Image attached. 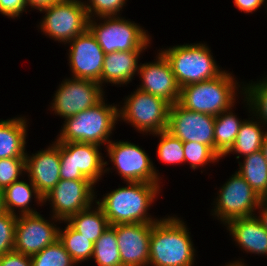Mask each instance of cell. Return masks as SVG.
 <instances>
[{"instance_id":"6da1fadb","label":"cell","mask_w":267,"mask_h":266,"mask_svg":"<svg viewBox=\"0 0 267 266\" xmlns=\"http://www.w3.org/2000/svg\"><path fill=\"white\" fill-rule=\"evenodd\" d=\"M127 185L107 193L102 200H95L109 225L158 221L148 216L147 211L159 194L160 184L127 182Z\"/></svg>"},{"instance_id":"7a4b0ae2","label":"cell","mask_w":267,"mask_h":266,"mask_svg":"<svg viewBox=\"0 0 267 266\" xmlns=\"http://www.w3.org/2000/svg\"><path fill=\"white\" fill-rule=\"evenodd\" d=\"M185 223L177 217L161 218L152 225L149 248L151 266H193L195 248Z\"/></svg>"},{"instance_id":"3957f363","label":"cell","mask_w":267,"mask_h":266,"mask_svg":"<svg viewBox=\"0 0 267 266\" xmlns=\"http://www.w3.org/2000/svg\"><path fill=\"white\" fill-rule=\"evenodd\" d=\"M117 119V105H107L103 98L95 106L66 118L56 141L108 145Z\"/></svg>"},{"instance_id":"277c9868","label":"cell","mask_w":267,"mask_h":266,"mask_svg":"<svg viewBox=\"0 0 267 266\" xmlns=\"http://www.w3.org/2000/svg\"><path fill=\"white\" fill-rule=\"evenodd\" d=\"M227 72L224 70L212 80L183 86L180 90L179 103L188 110L213 116L232 108L239 84L231 76L232 74Z\"/></svg>"},{"instance_id":"5b68a950","label":"cell","mask_w":267,"mask_h":266,"mask_svg":"<svg viewBox=\"0 0 267 266\" xmlns=\"http://www.w3.org/2000/svg\"><path fill=\"white\" fill-rule=\"evenodd\" d=\"M171 65L180 88L215 79L224 71L217 66L207 44H183L161 50Z\"/></svg>"},{"instance_id":"8992f818","label":"cell","mask_w":267,"mask_h":266,"mask_svg":"<svg viewBox=\"0 0 267 266\" xmlns=\"http://www.w3.org/2000/svg\"><path fill=\"white\" fill-rule=\"evenodd\" d=\"M93 19V20H92ZM89 19L88 29L105 54L123 51H143L150 44L149 34L139 24L119 16H102L101 23Z\"/></svg>"},{"instance_id":"52a82bcc","label":"cell","mask_w":267,"mask_h":266,"mask_svg":"<svg viewBox=\"0 0 267 266\" xmlns=\"http://www.w3.org/2000/svg\"><path fill=\"white\" fill-rule=\"evenodd\" d=\"M118 116L131 123L140 133H159L167 130L170 104L162 98L137 89L124 99Z\"/></svg>"},{"instance_id":"ba28073f","label":"cell","mask_w":267,"mask_h":266,"mask_svg":"<svg viewBox=\"0 0 267 266\" xmlns=\"http://www.w3.org/2000/svg\"><path fill=\"white\" fill-rule=\"evenodd\" d=\"M100 146L92 143L60 142V178L90 180L94 184L109 171Z\"/></svg>"},{"instance_id":"9c48e42d","label":"cell","mask_w":267,"mask_h":266,"mask_svg":"<svg viewBox=\"0 0 267 266\" xmlns=\"http://www.w3.org/2000/svg\"><path fill=\"white\" fill-rule=\"evenodd\" d=\"M82 0H60L40 10L44 12L41 31L55 41L69 43L88 29L89 17Z\"/></svg>"},{"instance_id":"30bf717a","label":"cell","mask_w":267,"mask_h":266,"mask_svg":"<svg viewBox=\"0 0 267 266\" xmlns=\"http://www.w3.org/2000/svg\"><path fill=\"white\" fill-rule=\"evenodd\" d=\"M218 193L212 212L224 225L236 218L254 216L262 201V198L237 172L225 182Z\"/></svg>"},{"instance_id":"8fae6325","label":"cell","mask_w":267,"mask_h":266,"mask_svg":"<svg viewBox=\"0 0 267 266\" xmlns=\"http://www.w3.org/2000/svg\"><path fill=\"white\" fill-rule=\"evenodd\" d=\"M106 149L110 161L124 181L161 183L152 160L138 145L129 141H111Z\"/></svg>"},{"instance_id":"7c38bea8","label":"cell","mask_w":267,"mask_h":266,"mask_svg":"<svg viewBox=\"0 0 267 266\" xmlns=\"http://www.w3.org/2000/svg\"><path fill=\"white\" fill-rule=\"evenodd\" d=\"M95 184L90 180L60 181L43 197V203L51 202L52 219L66 221L70 216L92 206Z\"/></svg>"},{"instance_id":"4fadbf2b","label":"cell","mask_w":267,"mask_h":266,"mask_svg":"<svg viewBox=\"0 0 267 266\" xmlns=\"http://www.w3.org/2000/svg\"><path fill=\"white\" fill-rule=\"evenodd\" d=\"M103 96V88L96 81L65 79L56 91L50 108L54 113L66 119L95 106L103 99Z\"/></svg>"},{"instance_id":"5bb4252c","label":"cell","mask_w":267,"mask_h":266,"mask_svg":"<svg viewBox=\"0 0 267 266\" xmlns=\"http://www.w3.org/2000/svg\"><path fill=\"white\" fill-rule=\"evenodd\" d=\"M215 116L191 111L179 102L169 108L167 131L182 142H197L215 152Z\"/></svg>"},{"instance_id":"9a60e30c","label":"cell","mask_w":267,"mask_h":266,"mask_svg":"<svg viewBox=\"0 0 267 266\" xmlns=\"http://www.w3.org/2000/svg\"><path fill=\"white\" fill-rule=\"evenodd\" d=\"M40 213L17 216L14 251L32 256L59 238V229Z\"/></svg>"},{"instance_id":"2e32d148","label":"cell","mask_w":267,"mask_h":266,"mask_svg":"<svg viewBox=\"0 0 267 266\" xmlns=\"http://www.w3.org/2000/svg\"><path fill=\"white\" fill-rule=\"evenodd\" d=\"M68 44H70L68 60L73 73L72 78L93 80L100 84L106 54L95 36L87 29Z\"/></svg>"},{"instance_id":"e0dca14e","label":"cell","mask_w":267,"mask_h":266,"mask_svg":"<svg viewBox=\"0 0 267 266\" xmlns=\"http://www.w3.org/2000/svg\"><path fill=\"white\" fill-rule=\"evenodd\" d=\"M153 223L115 225L122 266H148Z\"/></svg>"},{"instance_id":"ac0fdd59","label":"cell","mask_w":267,"mask_h":266,"mask_svg":"<svg viewBox=\"0 0 267 266\" xmlns=\"http://www.w3.org/2000/svg\"><path fill=\"white\" fill-rule=\"evenodd\" d=\"M142 81L138 89L164 99L170 105L179 102L181 88L166 57L160 51L156 61L140 64L137 75Z\"/></svg>"},{"instance_id":"d6986e66","label":"cell","mask_w":267,"mask_h":266,"mask_svg":"<svg viewBox=\"0 0 267 266\" xmlns=\"http://www.w3.org/2000/svg\"><path fill=\"white\" fill-rule=\"evenodd\" d=\"M26 174L43 198L60 181V142L25 156Z\"/></svg>"},{"instance_id":"ffe728a7","label":"cell","mask_w":267,"mask_h":266,"mask_svg":"<svg viewBox=\"0 0 267 266\" xmlns=\"http://www.w3.org/2000/svg\"><path fill=\"white\" fill-rule=\"evenodd\" d=\"M225 226L244 251L267 255V230L257 215L233 219Z\"/></svg>"},{"instance_id":"44dd1931","label":"cell","mask_w":267,"mask_h":266,"mask_svg":"<svg viewBox=\"0 0 267 266\" xmlns=\"http://www.w3.org/2000/svg\"><path fill=\"white\" fill-rule=\"evenodd\" d=\"M142 51H117L105 55L100 85L103 82L123 85L132 81L139 70L138 58Z\"/></svg>"},{"instance_id":"7402d4cb","label":"cell","mask_w":267,"mask_h":266,"mask_svg":"<svg viewBox=\"0 0 267 266\" xmlns=\"http://www.w3.org/2000/svg\"><path fill=\"white\" fill-rule=\"evenodd\" d=\"M27 119L0 120V159L25 158Z\"/></svg>"},{"instance_id":"603a6c76","label":"cell","mask_w":267,"mask_h":266,"mask_svg":"<svg viewBox=\"0 0 267 266\" xmlns=\"http://www.w3.org/2000/svg\"><path fill=\"white\" fill-rule=\"evenodd\" d=\"M32 196L37 199L35 200L37 204L42 203L43 205V198L32 182L30 184L22 180L13 182L3 190V205L5 211L14 215H18V213L19 215L38 213L36 210H33L31 206L29 207L31 199H33ZM17 208L19 211L16 214L15 209Z\"/></svg>"},{"instance_id":"cb8c5ba5","label":"cell","mask_w":267,"mask_h":266,"mask_svg":"<svg viewBox=\"0 0 267 266\" xmlns=\"http://www.w3.org/2000/svg\"><path fill=\"white\" fill-rule=\"evenodd\" d=\"M95 207V210L89 207L64 221L92 243H95L109 226L108 219L102 209L98 205Z\"/></svg>"},{"instance_id":"d4e9b609","label":"cell","mask_w":267,"mask_h":266,"mask_svg":"<svg viewBox=\"0 0 267 266\" xmlns=\"http://www.w3.org/2000/svg\"><path fill=\"white\" fill-rule=\"evenodd\" d=\"M239 163V173L262 199L267 198V161L263 152L252 153Z\"/></svg>"},{"instance_id":"484cf974","label":"cell","mask_w":267,"mask_h":266,"mask_svg":"<svg viewBox=\"0 0 267 266\" xmlns=\"http://www.w3.org/2000/svg\"><path fill=\"white\" fill-rule=\"evenodd\" d=\"M261 127L266 126H263V124L259 120H244L238 131L234 144L224 156L229 153H236L238 154V156H236V159H239L241 156L245 157L247 155L260 151L264 137L267 135V130L263 131L264 128Z\"/></svg>"},{"instance_id":"4316f807","label":"cell","mask_w":267,"mask_h":266,"mask_svg":"<svg viewBox=\"0 0 267 266\" xmlns=\"http://www.w3.org/2000/svg\"><path fill=\"white\" fill-rule=\"evenodd\" d=\"M230 108L215 116V153L220 157L231 149L243 120H239Z\"/></svg>"},{"instance_id":"83f0119b","label":"cell","mask_w":267,"mask_h":266,"mask_svg":"<svg viewBox=\"0 0 267 266\" xmlns=\"http://www.w3.org/2000/svg\"><path fill=\"white\" fill-rule=\"evenodd\" d=\"M92 258L98 266H122L115 225H109L94 243Z\"/></svg>"},{"instance_id":"f1b7e54d","label":"cell","mask_w":267,"mask_h":266,"mask_svg":"<svg viewBox=\"0 0 267 266\" xmlns=\"http://www.w3.org/2000/svg\"><path fill=\"white\" fill-rule=\"evenodd\" d=\"M58 239L76 264L91 259L94 243L74 230L68 223L64 230L59 229Z\"/></svg>"},{"instance_id":"f546056e","label":"cell","mask_w":267,"mask_h":266,"mask_svg":"<svg viewBox=\"0 0 267 266\" xmlns=\"http://www.w3.org/2000/svg\"><path fill=\"white\" fill-rule=\"evenodd\" d=\"M245 86L241 90L245 94L244 102L247 101L249 113L252 111V114L257 116L256 119L267 126V77H264L259 83L251 82Z\"/></svg>"},{"instance_id":"4dcf8cb0","label":"cell","mask_w":267,"mask_h":266,"mask_svg":"<svg viewBox=\"0 0 267 266\" xmlns=\"http://www.w3.org/2000/svg\"><path fill=\"white\" fill-rule=\"evenodd\" d=\"M32 266H74L77 265L59 239L39 253L30 256Z\"/></svg>"},{"instance_id":"1f68e13d","label":"cell","mask_w":267,"mask_h":266,"mask_svg":"<svg viewBox=\"0 0 267 266\" xmlns=\"http://www.w3.org/2000/svg\"><path fill=\"white\" fill-rule=\"evenodd\" d=\"M160 137L157 147V156L167 164H181L185 162L183 142L174 137L167 130L154 133Z\"/></svg>"},{"instance_id":"d6a6232c","label":"cell","mask_w":267,"mask_h":266,"mask_svg":"<svg viewBox=\"0 0 267 266\" xmlns=\"http://www.w3.org/2000/svg\"><path fill=\"white\" fill-rule=\"evenodd\" d=\"M183 150L185 162H189L193 170L208 163L218 162L220 159L209 146L197 142H183Z\"/></svg>"},{"instance_id":"836d02e7","label":"cell","mask_w":267,"mask_h":266,"mask_svg":"<svg viewBox=\"0 0 267 266\" xmlns=\"http://www.w3.org/2000/svg\"><path fill=\"white\" fill-rule=\"evenodd\" d=\"M17 216L7 211L0 214V255L14 251Z\"/></svg>"},{"instance_id":"e575fe53","label":"cell","mask_w":267,"mask_h":266,"mask_svg":"<svg viewBox=\"0 0 267 266\" xmlns=\"http://www.w3.org/2000/svg\"><path fill=\"white\" fill-rule=\"evenodd\" d=\"M25 174V158L0 159V189L4 190L13 182L18 181L19 176Z\"/></svg>"},{"instance_id":"d590c367","label":"cell","mask_w":267,"mask_h":266,"mask_svg":"<svg viewBox=\"0 0 267 266\" xmlns=\"http://www.w3.org/2000/svg\"><path fill=\"white\" fill-rule=\"evenodd\" d=\"M127 0H89L84 3L89 19L102 16H118ZM119 12V13H118ZM96 15V16H94Z\"/></svg>"},{"instance_id":"8d00e7d4","label":"cell","mask_w":267,"mask_h":266,"mask_svg":"<svg viewBox=\"0 0 267 266\" xmlns=\"http://www.w3.org/2000/svg\"><path fill=\"white\" fill-rule=\"evenodd\" d=\"M28 6L26 0H0V13L9 18L20 17Z\"/></svg>"},{"instance_id":"74e56055","label":"cell","mask_w":267,"mask_h":266,"mask_svg":"<svg viewBox=\"0 0 267 266\" xmlns=\"http://www.w3.org/2000/svg\"><path fill=\"white\" fill-rule=\"evenodd\" d=\"M0 266H32V262L30 256L11 251L0 255Z\"/></svg>"},{"instance_id":"f35d334b","label":"cell","mask_w":267,"mask_h":266,"mask_svg":"<svg viewBox=\"0 0 267 266\" xmlns=\"http://www.w3.org/2000/svg\"><path fill=\"white\" fill-rule=\"evenodd\" d=\"M265 1L266 0H234V4L241 12L244 11L249 14L259 9Z\"/></svg>"},{"instance_id":"ab89813d","label":"cell","mask_w":267,"mask_h":266,"mask_svg":"<svg viewBox=\"0 0 267 266\" xmlns=\"http://www.w3.org/2000/svg\"><path fill=\"white\" fill-rule=\"evenodd\" d=\"M58 1L60 0H26L28 6H31V8L38 9L39 11L44 8H47L53 3H57Z\"/></svg>"},{"instance_id":"60d3db41","label":"cell","mask_w":267,"mask_h":266,"mask_svg":"<svg viewBox=\"0 0 267 266\" xmlns=\"http://www.w3.org/2000/svg\"><path fill=\"white\" fill-rule=\"evenodd\" d=\"M259 216H257L261 223L263 224V227L267 230V199H262L260 206L258 207Z\"/></svg>"},{"instance_id":"b9f144b4","label":"cell","mask_w":267,"mask_h":266,"mask_svg":"<svg viewBox=\"0 0 267 266\" xmlns=\"http://www.w3.org/2000/svg\"><path fill=\"white\" fill-rule=\"evenodd\" d=\"M261 151L263 152L264 157L267 161V135L264 137V140L261 146Z\"/></svg>"},{"instance_id":"7bdbcfd3","label":"cell","mask_w":267,"mask_h":266,"mask_svg":"<svg viewBox=\"0 0 267 266\" xmlns=\"http://www.w3.org/2000/svg\"><path fill=\"white\" fill-rule=\"evenodd\" d=\"M5 211L4 205H3V190L0 189V214Z\"/></svg>"},{"instance_id":"ee69618b","label":"cell","mask_w":267,"mask_h":266,"mask_svg":"<svg viewBox=\"0 0 267 266\" xmlns=\"http://www.w3.org/2000/svg\"><path fill=\"white\" fill-rule=\"evenodd\" d=\"M225 266H246L245 264H244V262L242 263L241 261H233L232 263L230 262L229 264H227V265H225Z\"/></svg>"}]
</instances>
